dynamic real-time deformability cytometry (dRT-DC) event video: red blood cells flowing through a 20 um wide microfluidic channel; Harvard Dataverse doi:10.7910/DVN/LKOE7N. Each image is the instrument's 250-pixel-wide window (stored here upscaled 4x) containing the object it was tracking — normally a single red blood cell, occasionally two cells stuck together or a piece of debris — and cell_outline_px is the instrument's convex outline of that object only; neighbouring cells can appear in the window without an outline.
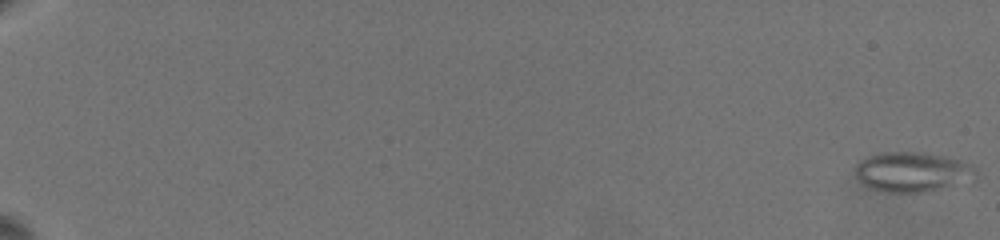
{"species": "common noctule bat (a hibernating species)", "species_latin": "Nyctalus noctula", "temperature_condition": "warm", "stored_images_in_passage": 59, "camera_frame_rate_fps": 3000, "um_per_image_px": 0.085, "animal": {"sex": "female", "body_mass_g": 19.5, "forearm_length_mm": 54.1}, "frame": {"image": 1, "passage_image": 1, "time_ms": 0.0, "image_size_px": [1000, 240], "cell_outline_px": [[976, 184], [924, 192], [888, 192], [872, 188], [864, 184], [856, 176], [856, 164], [860, 160], [868, 156], [884, 152], [924, 152], [960, 160], [972, 164], [976, 168]], "centroid_in_image_um": [77.7, 14.63], "position_along_channel_um": 7.3, "area_um2": 28.73}}
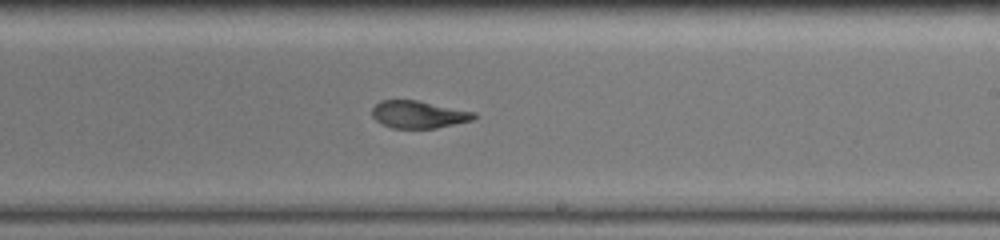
{"frame": {"image": 2, "passage_image": 39, "time_ms": 13.667, "image_size_px": [1000, 240], "cell_outline_px": [[476, 116], [472, 120], [436, 128], [392, 128], [376, 120], [372, 116], [372, 108], [380, 100], [416, 100], [476, 112]], "centroid_in_image_um": [35.57, 9.72], "position_along_channel_um": 253.4, "area_um2": 16.13}}
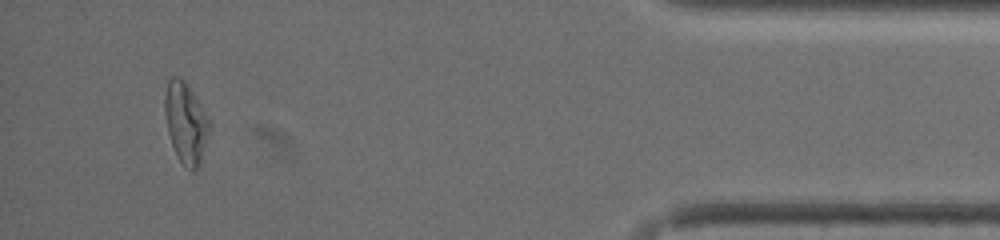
{"frame": {"image": 3, "passage_image": 58, "time_ms": 19.667, "image_size_px": [1000, 240], "cell_outline_px": [[212, 124], [200, 164], [192, 172], [184, 168], [176, 156], [168, 132], [164, 112], [164, 96], [168, 80], [172, 76], [176, 76], [184, 80], [188, 84]], "centroid_in_image_um": [15.79, 10.46], "position_along_channel_um": 419.4, "area_um2": 21.33}, "authors_computed_cell_mechanics": {"area_um2": 19.0162, "velocity_mm_per_s": 3.6125, "shape_relaxation_time_tau1_ms": null, "shape_relaxation_time_tau2_ms": 1.6349, "deformation_change_tau1": null, "deformation_change_tau2": 0.0843}}